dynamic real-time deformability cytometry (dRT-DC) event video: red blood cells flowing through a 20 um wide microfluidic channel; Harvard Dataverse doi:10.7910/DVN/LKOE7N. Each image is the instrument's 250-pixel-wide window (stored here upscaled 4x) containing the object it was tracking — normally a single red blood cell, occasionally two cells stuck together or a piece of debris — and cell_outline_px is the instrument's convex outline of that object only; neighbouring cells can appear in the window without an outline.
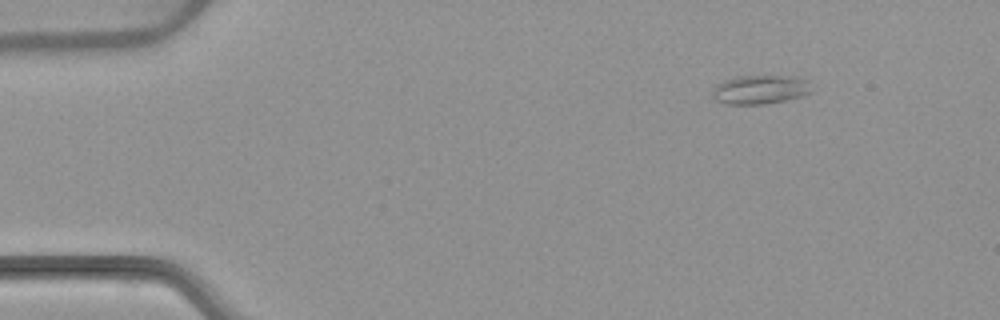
{"species": "common noctule bat (a hibernating species)", "species_latin": "Nyctalus noctula", "temperature_condition": "warm", "stored_images_in_passage": 5, "camera_frame_rate_fps": 3000, "um_per_image_px": 0.085, "animal": {"sex": "female", "body_mass_g": 22.7, "forearm_length_mm": 54.2}, "frame": {"image": 1, "passage_image": 1, "time_ms": 0.0, "image_size_px": [1000, 320], "cell_outline_px": [[812, 92], [804, 96], [768, 104], [724, 104], [716, 100], [712, 96], [712, 88], [716, 84], [724, 80], [740, 76], [796, 76], [808, 80]], "centroid_in_image_um": [64.62, 7.62], "position_along_channel_um": 20.4, "area_um2": 16.99}}
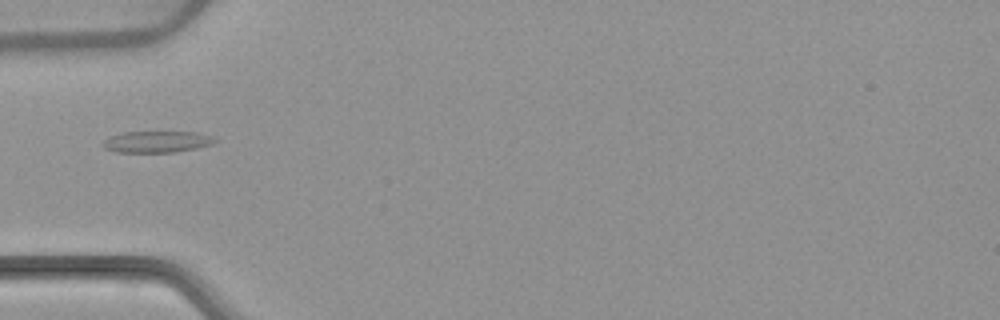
{"frame": {"image": 2, "passage_image": 4, "time_ms": 3.667, "image_size_px": [1000, 320], "cell_outline_px": [[216, 140], [212, 144], [196, 148], [176, 152], [116, 152], [104, 148], [100, 144], [108, 136], [124, 132], [156, 128], [196, 132], [212, 136]], "centroid_in_image_um": [13.29, 11.98], "position_along_channel_um": 71.7, "area_um2": 15.09}}
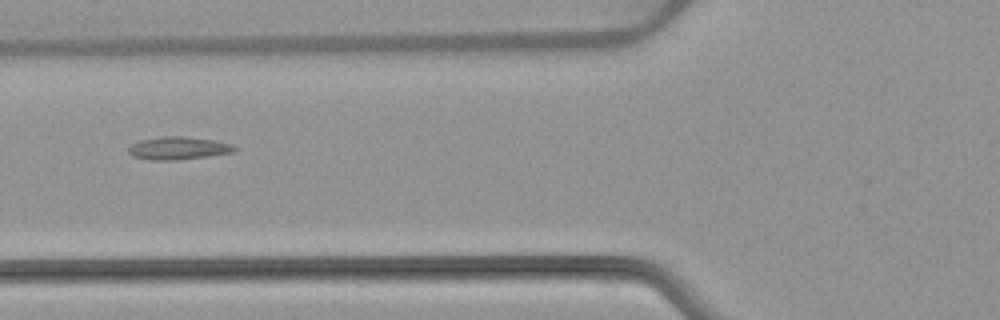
{"frame": {"image": 3, "passage_image": 5, "time_ms": 4.667, "image_size_px": [1000, 320], "cell_outline_px": [[240, 148], [236, 152], [208, 156], [176, 160], [152, 160], [132, 156], [128, 152], [128, 148], [132, 144], [140, 140], [160, 136], [184, 136], [212, 140], [232, 144]], "centroid_in_image_um": [15.19, 12.59], "position_along_channel_um": 110.6, "area_um2": 14.22}}